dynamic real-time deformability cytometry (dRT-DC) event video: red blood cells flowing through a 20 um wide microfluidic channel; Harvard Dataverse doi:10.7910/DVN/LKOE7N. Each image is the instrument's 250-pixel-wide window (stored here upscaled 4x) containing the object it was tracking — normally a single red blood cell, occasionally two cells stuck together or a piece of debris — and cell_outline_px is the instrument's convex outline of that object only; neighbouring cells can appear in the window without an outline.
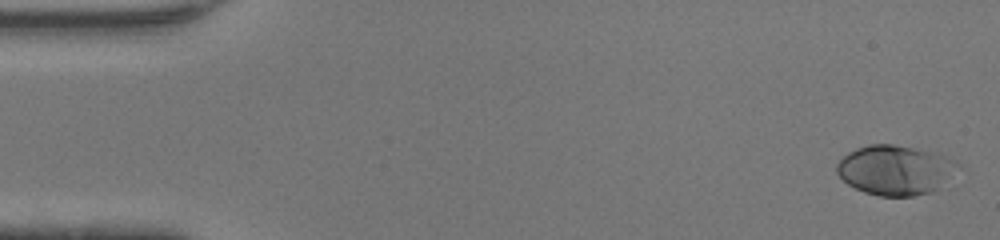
{"species": "human", "species_latin": "Homo sapiens", "temperature_condition": "warm", "stored_images_in_passage": 47, "camera_frame_rate_fps": 3000, "um_per_image_px": 0.085, "donor": {"sex": "female"}, "frame": {"image": 1, "passage_image": 1, "time_ms": 0.0, "image_size_px": [1000, 240], "cell_outline_px": [[960, 164], [932, 192], [912, 196], [880, 196], [864, 192], [848, 184], [836, 172], [836, 164], [848, 152], [856, 148], [868, 144], [892, 144], [940, 152], [956, 160]], "centroid_in_image_um": [76.07, 14.42], "position_along_channel_um": 8.9, "area_um2": 34.91}}
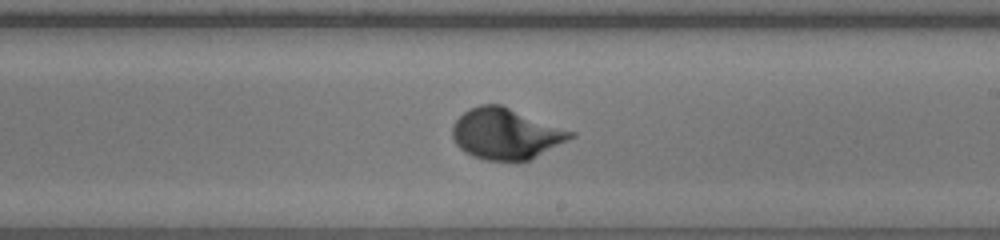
{"frame": {"image": 2, "passage_image": 27, "time_ms": 8.667, "image_size_px": [1000, 240], "cell_outline_px": [[576, 136], [528, 160], [484, 160], [472, 156], [464, 152], [456, 144], [452, 136], [452, 124], [468, 108], [480, 104], [500, 104], [576, 132]], "centroid_in_image_um": [42.98, 11.35], "position_along_channel_um": 246.0, "area_um2": 34.97}}
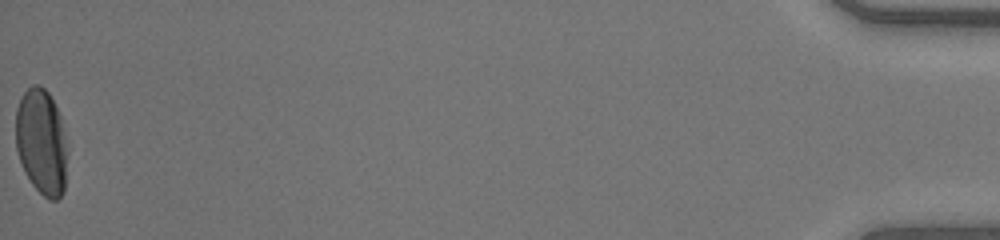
{"frame": {"image": 3, "passage_image": 47, "time_ms": 15.333, "image_size_px": [1000, 240], "cell_outline_px": [[68, 152], [64, 192], [56, 200], [48, 200], [32, 184], [24, 172], [16, 148], [16, 108], [24, 92], [32, 84], [36, 84], [44, 88], [48, 92], [60, 116], [68, 148]], "centroid_in_image_um": [3.54, 12.09], "position_along_channel_um": 431.7, "area_um2": 32.08}, "authors_computed_cell_mechanics": {"area_um2": 32.4836, "velocity_mm_per_s": 4.3792, "shape_relaxation_time_tau1_ms": 2.7291, "shape_relaxation_time_tau2_ms": null, "deformation_change_tau1": 0.169, "deformation_change_tau2": null}}